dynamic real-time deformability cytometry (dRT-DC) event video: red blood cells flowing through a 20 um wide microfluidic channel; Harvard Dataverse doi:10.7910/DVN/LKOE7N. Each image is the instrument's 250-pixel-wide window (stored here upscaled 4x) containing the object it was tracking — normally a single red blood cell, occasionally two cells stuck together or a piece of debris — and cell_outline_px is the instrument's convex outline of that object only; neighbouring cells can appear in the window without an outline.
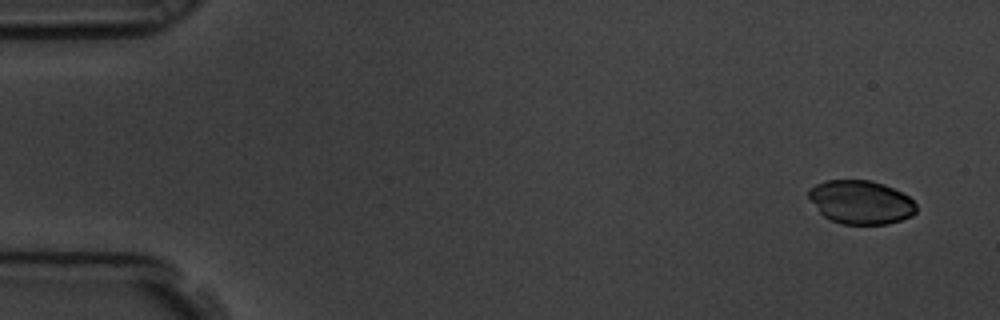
{"species": "common noctule bat (a hibernating species)", "species_latin": "Nyctalus noctula", "temperature_condition": "room temperature", "stored_images_in_passage": 5, "camera_frame_rate_fps": 3000, "um_per_image_px": 0.085, "animal": {"sex": "male", "body_mass_g": 19.5, "forearm_length_mm": 54.6}, "frame": {"image": 1, "passage_image": 1, "time_ms": 0.0, "image_size_px": [1000, 320], "cell_outline_px": [[916, 212], [912, 216], [888, 224], [840, 224], [824, 216], [820, 212], [808, 196], [808, 192], [816, 184], [828, 180], [872, 180], [884, 184], [908, 196], [916, 204]], "centroid_in_image_um": [73.19, 17.19], "position_along_channel_um": 11.8, "area_um2": 27.17}}
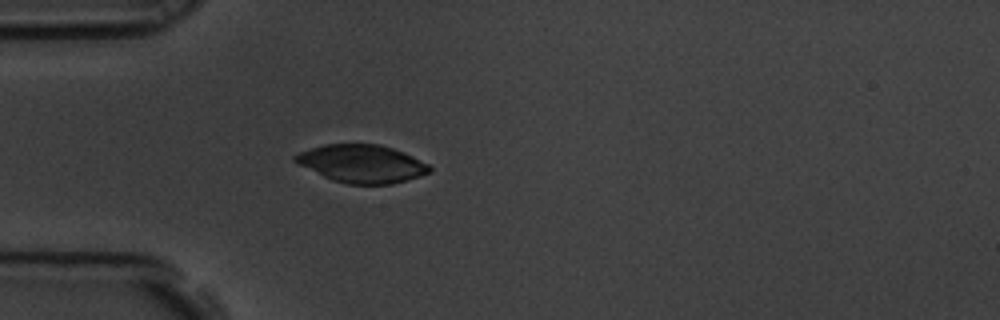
{"frame": {"image": 2, "passage_image": 5, "time_ms": 1.333, "image_size_px": [1000, 320], "cell_outline_px": [[432, 168], [428, 172], [420, 176], [392, 184], [348, 184], [332, 180], [292, 160], [292, 156], [300, 152], [324, 144], [380, 144], [404, 152], [428, 164]], "centroid_in_image_um": [30.76, 13.91], "position_along_channel_um": 54.2, "area_um2": 29.36}}